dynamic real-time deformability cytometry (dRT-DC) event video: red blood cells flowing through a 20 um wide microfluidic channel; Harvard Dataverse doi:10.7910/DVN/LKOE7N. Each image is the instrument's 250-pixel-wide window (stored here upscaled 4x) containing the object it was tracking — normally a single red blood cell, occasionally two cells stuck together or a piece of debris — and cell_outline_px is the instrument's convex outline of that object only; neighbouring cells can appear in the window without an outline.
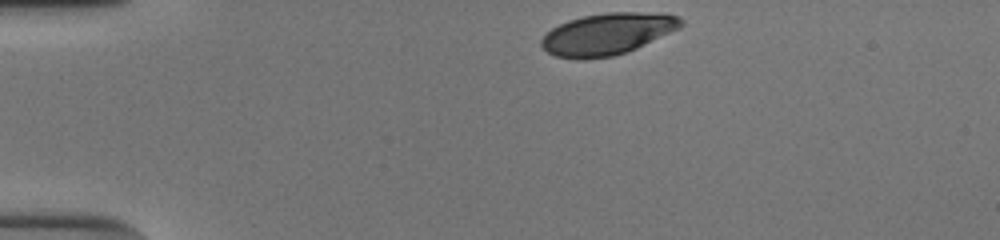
{"species": "human", "species_latin": "Homo sapiens", "temperature_condition": "cold", "stored_images_in_passage": 34, "camera_frame_rate_fps": 3000, "um_per_image_px": 0.085, "donor": {"sex": "male"}, "frame": {"image": 1, "passage_image": 1, "time_ms": 0.0, "image_size_px": [1000, 240], "cell_outline_px": [[684, 24], [680, 28], [628, 52], [612, 56], [556, 56], [548, 52], [540, 44], [540, 40], [552, 28], [568, 20], [584, 16], [608, 12], [664, 12], [676, 16], [684, 20]], "centroid_in_image_um": [51.72, 2.83], "position_along_channel_um": 33.3, "area_um2": 33.23}}
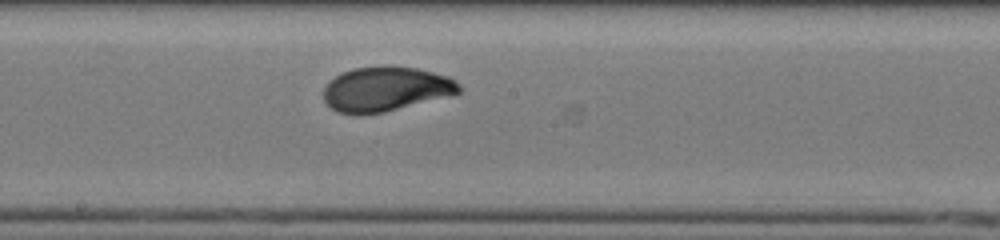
{"frame": {"image": 2, "passage_image": 20, "time_ms": 6.333, "image_size_px": [1000, 240], "cell_outline_px": [[460, 92], [384, 112], [356, 116], [336, 112], [324, 100], [324, 88], [328, 80], [352, 68], [416, 68], [448, 76], [456, 80], [460, 84]], "centroid_in_image_um": [32.73, 7.6], "position_along_channel_um": 215.5, "area_um2": 34.51}}
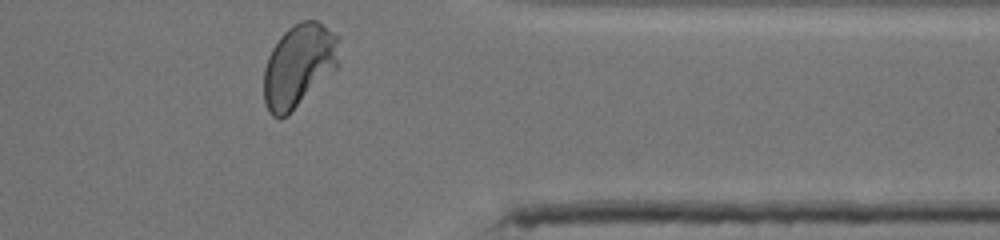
{"frame": {"image": 3, "passage_image": 34, "time_ms": 11.0, "image_size_px": [1000, 240], "cell_outline_px": [[340, 36], [336, 68], [288, 116], [280, 120], [272, 116], [268, 112], [264, 104], [264, 68], [268, 56], [272, 48], [280, 36], [292, 24], [300, 20], [316, 20]], "centroid_in_image_um": [25.37, 5.58], "position_along_channel_um": 386.0, "area_um2": 36.7}, "authors_computed_cell_mechanics": {"area_um2": 34.8823, "velocity_mm_per_s": 3.8536, "shape_relaxation_time_tau1_ms": 2.9141, "shape_relaxation_time_tau2_ms": null, "deformation_change_tau1": 0.1259, "deformation_change_tau2": null}}